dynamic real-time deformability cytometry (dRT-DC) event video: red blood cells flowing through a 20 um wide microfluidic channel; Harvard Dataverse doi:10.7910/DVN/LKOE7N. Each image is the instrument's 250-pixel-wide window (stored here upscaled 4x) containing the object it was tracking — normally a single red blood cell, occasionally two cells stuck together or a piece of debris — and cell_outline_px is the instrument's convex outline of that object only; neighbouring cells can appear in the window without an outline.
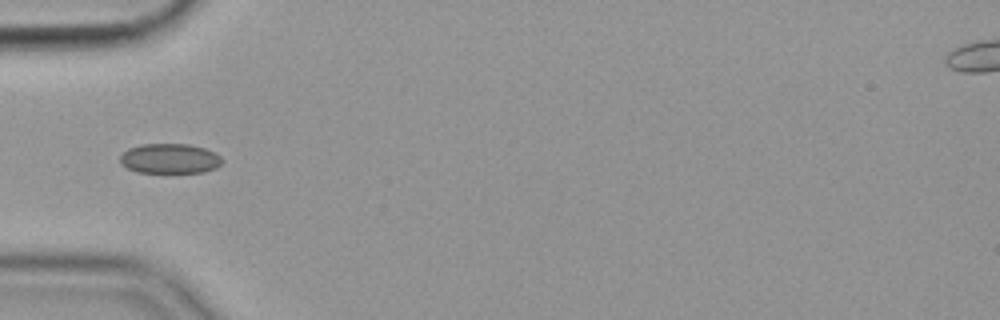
{"species": "common noctule bat (a hibernating species)", "species_latin": "Nyctalus noctula", "temperature_condition": "cold", "stored_images_in_passage": 39, "camera_frame_rate_fps": 3000, "um_per_image_px": 0.085, "animal": {"sex": "female", "body_mass_g": 19.9}, "frame": {"image": 1, "passage_image": 1, "time_ms": 0.0, "image_size_px": [1000, 320], "cell_outline_px": [[224, 160], [216, 168], [204, 172], [136, 172], [120, 164], [120, 156], [128, 148], [140, 144], [188, 144], [204, 148], [220, 156]], "centroid_in_image_um": [14.41, 13.48], "position_along_channel_um": 70.6, "area_um2": 17.74}, "authors_computed_cell_mechanics": {"area_um2": 17.629, "velocity_mm_per_s": 3.5749, "shape_relaxation_time_tau1_ms": null, "shape_relaxation_time_tau2_ms": 2.5041, "deformation_change_tau1": null, "deformation_change_tau2": 0.0547}}